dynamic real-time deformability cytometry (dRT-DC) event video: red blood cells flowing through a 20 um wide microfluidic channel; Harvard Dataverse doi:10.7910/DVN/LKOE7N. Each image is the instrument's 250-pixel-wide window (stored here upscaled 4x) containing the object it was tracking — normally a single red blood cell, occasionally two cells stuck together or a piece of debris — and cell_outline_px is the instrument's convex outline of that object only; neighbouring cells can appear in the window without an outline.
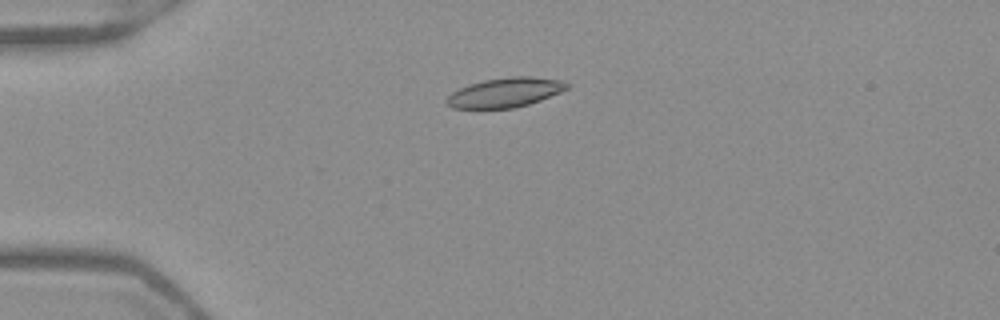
{"species": "Egyptian fruit bat (a non-hibernating species)", "species_latin": "Rousettus aegyptiacus", "temperature_condition": "warm", "stored_images_in_passage": 43, "camera_frame_rate_fps": 3000, "um_per_image_px": 0.085, "frame": {"image": 1, "passage_image": 4, "time_ms": 1.0, "image_size_px": [1000, 320], "cell_outline_px": [[568, 88], [560, 92], [540, 100], [528, 104], [512, 108], [452, 108], [444, 100], [452, 92], [468, 84], [484, 80], [508, 76], [532, 76], [560, 80], [568, 84]], "centroid_in_image_um": [42.91, 7.85], "position_along_channel_um": 42.1, "area_um2": 20.58}}
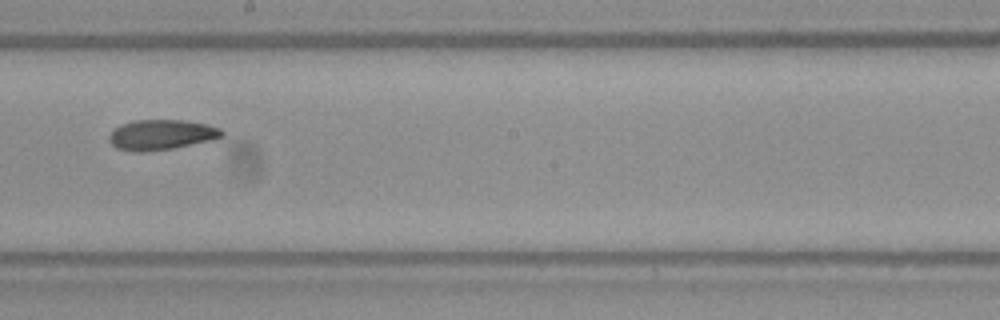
{"frame": {"image": 2, "passage_image": 21, "time_ms": 6.667, "image_size_px": [1000, 320], "cell_outline_px": [[224, 136], [212, 140], [172, 148], [148, 152], [132, 152], [116, 148], [108, 140], [108, 136], [120, 124], [136, 120], [184, 120], [208, 124], [220, 128], [224, 132]], "centroid_in_image_um": [13.72, 11.46], "position_along_channel_um": 234.5, "area_um2": 20.0}}
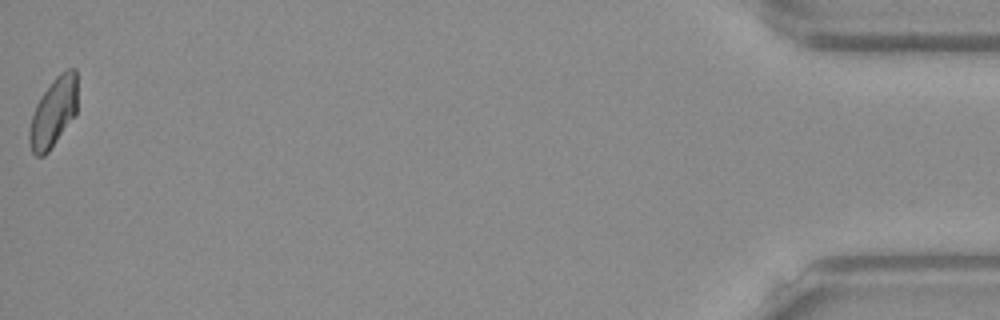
{"frame": {"image": 3, "passage_image": 43, "time_ms": 14.0, "image_size_px": [1000, 320], "cell_outline_px": [[76, 112], [48, 152], [44, 156], [36, 156], [32, 152], [28, 140], [28, 132], [32, 116], [36, 104], [40, 96], [52, 80], [60, 72], [68, 68], [76, 68]], "centroid_in_image_um": [4.51, 9.53], "position_along_channel_um": 430.7, "area_um2": 19.19}, "authors_computed_cell_mechanics": {"area_um2": 19.7676, "velocity_mm_per_s": 3.9284, "shape_relaxation_time_tau1_ms": null, "shape_relaxation_time_tau2_ms": 5.1735, "deformation_change_tau1": null, "deformation_change_tau2": 0.1038}}